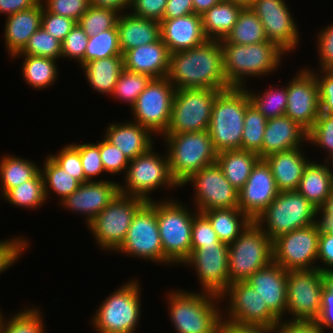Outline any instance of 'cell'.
<instances>
[{
	"instance_id": "cell-1",
	"label": "cell",
	"mask_w": 333,
	"mask_h": 333,
	"mask_svg": "<svg viewBox=\"0 0 333 333\" xmlns=\"http://www.w3.org/2000/svg\"><path fill=\"white\" fill-rule=\"evenodd\" d=\"M167 78L176 90L199 88L223 91L232 88L226 80L220 41L215 40L171 53Z\"/></svg>"
},
{
	"instance_id": "cell-2",
	"label": "cell",
	"mask_w": 333,
	"mask_h": 333,
	"mask_svg": "<svg viewBox=\"0 0 333 333\" xmlns=\"http://www.w3.org/2000/svg\"><path fill=\"white\" fill-rule=\"evenodd\" d=\"M167 295L168 313L177 333H221L220 297L183 290H173Z\"/></svg>"
},
{
	"instance_id": "cell-3",
	"label": "cell",
	"mask_w": 333,
	"mask_h": 333,
	"mask_svg": "<svg viewBox=\"0 0 333 333\" xmlns=\"http://www.w3.org/2000/svg\"><path fill=\"white\" fill-rule=\"evenodd\" d=\"M220 44L226 80L231 87L237 88H246V77L267 76L266 74L275 72L286 53L269 40L249 45L226 43L221 40Z\"/></svg>"
},
{
	"instance_id": "cell-4",
	"label": "cell",
	"mask_w": 333,
	"mask_h": 333,
	"mask_svg": "<svg viewBox=\"0 0 333 333\" xmlns=\"http://www.w3.org/2000/svg\"><path fill=\"white\" fill-rule=\"evenodd\" d=\"M251 103L245 88L232 87L215 98L208 133L215 150L241 149L244 117Z\"/></svg>"
},
{
	"instance_id": "cell-5",
	"label": "cell",
	"mask_w": 333,
	"mask_h": 333,
	"mask_svg": "<svg viewBox=\"0 0 333 333\" xmlns=\"http://www.w3.org/2000/svg\"><path fill=\"white\" fill-rule=\"evenodd\" d=\"M172 178L181 187L202 168L217 162L208 130L177 134H163Z\"/></svg>"
},
{
	"instance_id": "cell-6",
	"label": "cell",
	"mask_w": 333,
	"mask_h": 333,
	"mask_svg": "<svg viewBox=\"0 0 333 333\" xmlns=\"http://www.w3.org/2000/svg\"><path fill=\"white\" fill-rule=\"evenodd\" d=\"M189 210L180 201L171 198L156 201V219L165 265H181L191 254L192 223L197 211L192 213Z\"/></svg>"
},
{
	"instance_id": "cell-7",
	"label": "cell",
	"mask_w": 333,
	"mask_h": 333,
	"mask_svg": "<svg viewBox=\"0 0 333 333\" xmlns=\"http://www.w3.org/2000/svg\"><path fill=\"white\" fill-rule=\"evenodd\" d=\"M317 211L318 208L298 191H282L254 222L273 241L283 234L317 223Z\"/></svg>"
},
{
	"instance_id": "cell-8",
	"label": "cell",
	"mask_w": 333,
	"mask_h": 333,
	"mask_svg": "<svg viewBox=\"0 0 333 333\" xmlns=\"http://www.w3.org/2000/svg\"><path fill=\"white\" fill-rule=\"evenodd\" d=\"M139 280H128L100 304L92 317L99 333H135L141 315Z\"/></svg>"
},
{
	"instance_id": "cell-9",
	"label": "cell",
	"mask_w": 333,
	"mask_h": 333,
	"mask_svg": "<svg viewBox=\"0 0 333 333\" xmlns=\"http://www.w3.org/2000/svg\"><path fill=\"white\" fill-rule=\"evenodd\" d=\"M228 250L230 284L247 280L273 262V241L254 221L228 245Z\"/></svg>"
},
{
	"instance_id": "cell-10",
	"label": "cell",
	"mask_w": 333,
	"mask_h": 333,
	"mask_svg": "<svg viewBox=\"0 0 333 333\" xmlns=\"http://www.w3.org/2000/svg\"><path fill=\"white\" fill-rule=\"evenodd\" d=\"M153 146L145 153L129 161L124 184H119L120 193L152 201L150 194L166 186L172 189L179 187L170 174L168 157L155 153ZM157 188V189H156Z\"/></svg>"
},
{
	"instance_id": "cell-11",
	"label": "cell",
	"mask_w": 333,
	"mask_h": 333,
	"mask_svg": "<svg viewBox=\"0 0 333 333\" xmlns=\"http://www.w3.org/2000/svg\"><path fill=\"white\" fill-rule=\"evenodd\" d=\"M145 203L142 198L119 193L88 225L96 244L115 252L124 242L134 215Z\"/></svg>"
},
{
	"instance_id": "cell-12",
	"label": "cell",
	"mask_w": 333,
	"mask_h": 333,
	"mask_svg": "<svg viewBox=\"0 0 333 333\" xmlns=\"http://www.w3.org/2000/svg\"><path fill=\"white\" fill-rule=\"evenodd\" d=\"M221 91L213 89H177L173 98L171 118L164 134L208 130L212 106Z\"/></svg>"
},
{
	"instance_id": "cell-13",
	"label": "cell",
	"mask_w": 333,
	"mask_h": 333,
	"mask_svg": "<svg viewBox=\"0 0 333 333\" xmlns=\"http://www.w3.org/2000/svg\"><path fill=\"white\" fill-rule=\"evenodd\" d=\"M324 288L323 272L318 268L287 271L286 313L292 315L290 320L316 321Z\"/></svg>"
},
{
	"instance_id": "cell-14",
	"label": "cell",
	"mask_w": 333,
	"mask_h": 333,
	"mask_svg": "<svg viewBox=\"0 0 333 333\" xmlns=\"http://www.w3.org/2000/svg\"><path fill=\"white\" fill-rule=\"evenodd\" d=\"M176 89L167 77L152 79L137 97L131 112L134 122L161 136L166 132Z\"/></svg>"
},
{
	"instance_id": "cell-15",
	"label": "cell",
	"mask_w": 333,
	"mask_h": 333,
	"mask_svg": "<svg viewBox=\"0 0 333 333\" xmlns=\"http://www.w3.org/2000/svg\"><path fill=\"white\" fill-rule=\"evenodd\" d=\"M163 263V249L156 219V201L146 202L134 215L124 242L115 251Z\"/></svg>"
},
{
	"instance_id": "cell-16",
	"label": "cell",
	"mask_w": 333,
	"mask_h": 333,
	"mask_svg": "<svg viewBox=\"0 0 333 333\" xmlns=\"http://www.w3.org/2000/svg\"><path fill=\"white\" fill-rule=\"evenodd\" d=\"M320 229L317 223L293 230L273 240V261L284 270L318 268Z\"/></svg>"
},
{
	"instance_id": "cell-17",
	"label": "cell",
	"mask_w": 333,
	"mask_h": 333,
	"mask_svg": "<svg viewBox=\"0 0 333 333\" xmlns=\"http://www.w3.org/2000/svg\"><path fill=\"white\" fill-rule=\"evenodd\" d=\"M224 298H228L229 303L227 306L228 311H223L224 313L222 314V319L225 321L241 325H260L267 327H273L281 321L268 308L267 304L261 299L253 287L245 281L229 284L226 291L220 297L221 300Z\"/></svg>"
},
{
	"instance_id": "cell-18",
	"label": "cell",
	"mask_w": 333,
	"mask_h": 333,
	"mask_svg": "<svg viewBox=\"0 0 333 333\" xmlns=\"http://www.w3.org/2000/svg\"><path fill=\"white\" fill-rule=\"evenodd\" d=\"M189 183L196 190L193 196L197 212L238 208V190L226 179L217 162L193 174L181 187Z\"/></svg>"
},
{
	"instance_id": "cell-19",
	"label": "cell",
	"mask_w": 333,
	"mask_h": 333,
	"mask_svg": "<svg viewBox=\"0 0 333 333\" xmlns=\"http://www.w3.org/2000/svg\"><path fill=\"white\" fill-rule=\"evenodd\" d=\"M228 258V245L201 246L191 249L190 256L182 265H189L197 271L203 292L221 297L230 284Z\"/></svg>"
},
{
	"instance_id": "cell-20",
	"label": "cell",
	"mask_w": 333,
	"mask_h": 333,
	"mask_svg": "<svg viewBox=\"0 0 333 333\" xmlns=\"http://www.w3.org/2000/svg\"><path fill=\"white\" fill-rule=\"evenodd\" d=\"M287 6L284 0H255L250 8L259 17L267 39L289 53L298 46L300 36Z\"/></svg>"
},
{
	"instance_id": "cell-21",
	"label": "cell",
	"mask_w": 333,
	"mask_h": 333,
	"mask_svg": "<svg viewBox=\"0 0 333 333\" xmlns=\"http://www.w3.org/2000/svg\"><path fill=\"white\" fill-rule=\"evenodd\" d=\"M295 76L287 84L285 115L308 132L320 114L318 83L309 68Z\"/></svg>"
},
{
	"instance_id": "cell-22",
	"label": "cell",
	"mask_w": 333,
	"mask_h": 333,
	"mask_svg": "<svg viewBox=\"0 0 333 333\" xmlns=\"http://www.w3.org/2000/svg\"><path fill=\"white\" fill-rule=\"evenodd\" d=\"M278 193L270 165L265 159H259L245 185L238 191V207L254 221Z\"/></svg>"
},
{
	"instance_id": "cell-23",
	"label": "cell",
	"mask_w": 333,
	"mask_h": 333,
	"mask_svg": "<svg viewBox=\"0 0 333 333\" xmlns=\"http://www.w3.org/2000/svg\"><path fill=\"white\" fill-rule=\"evenodd\" d=\"M119 184L114 180L102 179L81 183L78 189L60 204L71 212L84 214L88 226L118 196L120 193Z\"/></svg>"
},
{
	"instance_id": "cell-24",
	"label": "cell",
	"mask_w": 333,
	"mask_h": 333,
	"mask_svg": "<svg viewBox=\"0 0 333 333\" xmlns=\"http://www.w3.org/2000/svg\"><path fill=\"white\" fill-rule=\"evenodd\" d=\"M268 308L283 320L287 307V270L274 261L245 280Z\"/></svg>"
},
{
	"instance_id": "cell-25",
	"label": "cell",
	"mask_w": 333,
	"mask_h": 333,
	"mask_svg": "<svg viewBox=\"0 0 333 333\" xmlns=\"http://www.w3.org/2000/svg\"><path fill=\"white\" fill-rule=\"evenodd\" d=\"M171 53L160 38L157 42L133 48L123 53L124 69L150 76L165 78L170 67Z\"/></svg>"
},
{
	"instance_id": "cell-26",
	"label": "cell",
	"mask_w": 333,
	"mask_h": 333,
	"mask_svg": "<svg viewBox=\"0 0 333 333\" xmlns=\"http://www.w3.org/2000/svg\"><path fill=\"white\" fill-rule=\"evenodd\" d=\"M160 34L170 53L198 47L208 40L203 31L202 18L195 13L163 19Z\"/></svg>"
},
{
	"instance_id": "cell-27",
	"label": "cell",
	"mask_w": 333,
	"mask_h": 333,
	"mask_svg": "<svg viewBox=\"0 0 333 333\" xmlns=\"http://www.w3.org/2000/svg\"><path fill=\"white\" fill-rule=\"evenodd\" d=\"M308 132L286 115L268 119L264 131L262 148L257 153L260 159L268 155L300 148L307 143Z\"/></svg>"
},
{
	"instance_id": "cell-28",
	"label": "cell",
	"mask_w": 333,
	"mask_h": 333,
	"mask_svg": "<svg viewBox=\"0 0 333 333\" xmlns=\"http://www.w3.org/2000/svg\"><path fill=\"white\" fill-rule=\"evenodd\" d=\"M152 135L153 133L148 128L130 121L124 122V124L114 122L108 125L104 138L119 148L129 160H132L153 146Z\"/></svg>"
},
{
	"instance_id": "cell-29",
	"label": "cell",
	"mask_w": 333,
	"mask_h": 333,
	"mask_svg": "<svg viewBox=\"0 0 333 333\" xmlns=\"http://www.w3.org/2000/svg\"><path fill=\"white\" fill-rule=\"evenodd\" d=\"M302 152L300 147L264 158L270 165L279 192L297 191L304 169L310 162Z\"/></svg>"
},
{
	"instance_id": "cell-30",
	"label": "cell",
	"mask_w": 333,
	"mask_h": 333,
	"mask_svg": "<svg viewBox=\"0 0 333 333\" xmlns=\"http://www.w3.org/2000/svg\"><path fill=\"white\" fill-rule=\"evenodd\" d=\"M42 14L40 1L34 7L6 17L4 40L11 58L24 49L29 38L41 27Z\"/></svg>"
},
{
	"instance_id": "cell-31",
	"label": "cell",
	"mask_w": 333,
	"mask_h": 333,
	"mask_svg": "<svg viewBox=\"0 0 333 333\" xmlns=\"http://www.w3.org/2000/svg\"><path fill=\"white\" fill-rule=\"evenodd\" d=\"M127 13L128 11L120 14L117 22L122 54L133 48L157 42L161 38L160 22Z\"/></svg>"
},
{
	"instance_id": "cell-32",
	"label": "cell",
	"mask_w": 333,
	"mask_h": 333,
	"mask_svg": "<svg viewBox=\"0 0 333 333\" xmlns=\"http://www.w3.org/2000/svg\"><path fill=\"white\" fill-rule=\"evenodd\" d=\"M326 163V164H325ZM330 162H310L305 167L297 191L320 209L333 189V174Z\"/></svg>"
},
{
	"instance_id": "cell-33",
	"label": "cell",
	"mask_w": 333,
	"mask_h": 333,
	"mask_svg": "<svg viewBox=\"0 0 333 333\" xmlns=\"http://www.w3.org/2000/svg\"><path fill=\"white\" fill-rule=\"evenodd\" d=\"M244 7L233 0H221L201 15L202 27L208 40L221 41L230 33Z\"/></svg>"
},
{
	"instance_id": "cell-34",
	"label": "cell",
	"mask_w": 333,
	"mask_h": 333,
	"mask_svg": "<svg viewBox=\"0 0 333 333\" xmlns=\"http://www.w3.org/2000/svg\"><path fill=\"white\" fill-rule=\"evenodd\" d=\"M86 79L94 90L113 94L115 84L124 70L123 55L91 60L82 66Z\"/></svg>"
},
{
	"instance_id": "cell-35",
	"label": "cell",
	"mask_w": 333,
	"mask_h": 333,
	"mask_svg": "<svg viewBox=\"0 0 333 333\" xmlns=\"http://www.w3.org/2000/svg\"><path fill=\"white\" fill-rule=\"evenodd\" d=\"M259 159L257 153L243 149L225 150L217 154V164L226 179L238 191L245 185Z\"/></svg>"
},
{
	"instance_id": "cell-36",
	"label": "cell",
	"mask_w": 333,
	"mask_h": 333,
	"mask_svg": "<svg viewBox=\"0 0 333 333\" xmlns=\"http://www.w3.org/2000/svg\"><path fill=\"white\" fill-rule=\"evenodd\" d=\"M202 213L209 219L218 239L228 245L234 242L252 222L239 207L211 209Z\"/></svg>"
},
{
	"instance_id": "cell-37",
	"label": "cell",
	"mask_w": 333,
	"mask_h": 333,
	"mask_svg": "<svg viewBox=\"0 0 333 333\" xmlns=\"http://www.w3.org/2000/svg\"><path fill=\"white\" fill-rule=\"evenodd\" d=\"M0 159V189H2L0 191L2 196L9 189L33 179L41 171L37 163L19 156L5 154Z\"/></svg>"
},
{
	"instance_id": "cell-38",
	"label": "cell",
	"mask_w": 333,
	"mask_h": 333,
	"mask_svg": "<svg viewBox=\"0 0 333 333\" xmlns=\"http://www.w3.org/2000/svg\"><path fill=\"white\" fill-rule=\"evenodd\" d=\"M267 40L259 17L250 7H245L241 10L237 22L224 39L226 43L239 45L256 44Z\"/></svg>"
},
{
	"instance_id": "cell-39",
	"label": "cell",
	"mask_w": 333,
	"mask_h": 333,
	"mask_svg": "<svg viewBox=\"0 0 333 333\" xmlns=\"http://www.w3.org/2000/svg\"><path fill=\"white\" fill-rule=\"evenodd\" d=\"M22 74L25 82L34 89H45L53 85L58 80V67L56 60L47 57H37L31 55L22 56Z\"/></svg>"
},
{
	"instance_id": "cell-40",
	"label": "cell",
	"mask_w": 333,
	"mask_h": 333,
	"mask_svg": "<svg viewBox=\"0 0 333 333\" xmlns=\"http://www.w3.org/2000/svg\"><path fill=\"white\" fill-rule=\"evenodd\" d=\"M41 173L44 180V192L47 196L51 194L49 191H54L62 202L66 197L70 196L81 184L72 175L65 172L59 167L49 156L45 158L42 165Z\"/></svg>"
},
{
	"instance_id": "cell-41",
	"label": "cell",
	"mask_w": 333,
	"mask_h": 333,
	"mask_svg": "<svg viewBox=\"0 0 333 333\" xmlns=\"http://www.w3.org/2000/svg\"><path fill=\"white\" fill-rule=\"evenodd\" d=\"M2 197L14 206L38 209L46 201L41 171L33 179L9 189Z\"/></svg>"
},
{
	"instance_id": "cell-42",
	"label": "cell",
	"mask_w": 333,
	"mask_h": 333,
	"mask_svg": "<svg viewBox=\"0 0 333 333\" xmlns=\"http://www.w3.org/2000/svg\"><path fill=\"white\" fill-rule=\"evenodd\" d=\"M275 87L274 89L273 86H270V89H266V91L261 94L246 88L251 103L267 119L285 115L287 106V85L283 88Z\"/></svg>"
},
{
	"instance_id": "cell-43",
	"label": "cell",
	"mask_w": 333,
	"mask_h": 333,
	"mask_svg": "<svg viewBox=\"0 0 333 333\" xmlns=\"http://www.w3.org/2000/svg\"><path fill=\"white\" fill-rule=\"evenodd\" d=\"M267 120L252 103L247 106L243 124L241 149L255 153L261 150Z\"/></svg>"
},
{
	"instance_id": "cell-44",
	"label": "cell",
	"mask_w": 333,
	"mask_h": 333,
	"mask_svg": "<svg viewBox=\"0 0 333 333\" xmlns=\"http://www.w3.org/2000/svg\"><path fill=\"white\" fill-rule=\"evenodd\" d=\"M123 55L119 44L117 26L103 31L95 36H90L84 55V64L102 58Z\"/></svg>"
},
{
	"instance_id": "cell-45",
	"label": "cell",
	"mask_w": 333,
	"mask_h": 333,
	"mask_svg": "<svg viewBox=\"0 0 333 333\" xmlns=\"http://www.w3.org/2000/svg\"><path fill=\"white\" fill-rule=\"evenodd\" d=\"M24 309L10 316L8 321L3 317L0 333H45L41 310L34 307Z\"/></svg>"
},
{
	"instance_id": "cell-46",
	"label": "cell",
	"mask_w": 333,
	"mask_h": 333,
	"mask_svg": "<svg viewBox=\"0 0 333 333\" xmlns=\"http://www.w3.org/2000/svg\"><path fill=\"white\" fill-rule=\"evenodd\" d=\"M119 15L113 9L90 6L77 23L90 37L117 26Z\"/></svg>"
},
{
	"instance_id": "cell-47",
	"label": "cell",
	"mask_w": 333,
	"mask_h": 333,
	"mask_svg": "<svg viewBox=\"0 0 333 333\" xmlns=\"http://www.w3.org/2000/svg\"><path fill=\"white\" fill-rule=\"evenodd\" d=\"M152 78L145 74H139L124 69L118 78L112 97L123 102H128L132 108L137 97L144 91Z\"/></svg>"
},
{
	"instance_id": "cell-48",
	"label": "cell",
	"mask_w": 333,
	"mask_h": 333,
	"mask_svg": "<svg viewBox=\"0 0 333 333\" xmlns=\"http://www.w3.org/2000/svg\"><path fill=\"white\" fill-rule=\"evenodd\" d=\"M22 55H31L37 57H47L58 60L61 58V41L50 35L42 27H40L29 38L24 49L14 55L12 58H19Z\"/></svg>"
},
{
	"instance_id": "cell-49",
	"label": "cell",
	"mask_w": 333,
	"mask_h": 333,
	"mask_svg": "<svg viewBox=\"0 0 333 333\" xmlns=\"http://www.w3.org/2000/svg\"><path fill=\"white\" fill-rule=\"evenodd\" d=\"M307 142L317 147L320 146L325 151L328 150L329 157L326 156V161L329 162L333 158V115L319 114L314 125L308 131Z\"/></svg>"
},
{
	"instance_id": "cell-50",
	"label": "cell",
	"mask_w": 333,
	"mask_h": 333,
	"mask_svg": "<svg viewBox=\"0 0 333 333\" xmlns=\"http://www.w3.org/2000/svg\"><path fill=\"white\" fill-rule=\"evenodd\" d=\"M72 145L79 151L80 158L82 161V168L86 177V182L98 181L93 178L105 172L102 160L100 158V141H98L96 144L73 143Z\"/></svg>"
},
{
	"instance_id": "cell-51",
	"label": "cell",
	"mask_w": 333,
	"mask_h": 333,
	"mask_svg": "<svg viewBox=\"0 0 333 333\" xmlns=\"http://www.w3.org/2000/svg\"><path fill=\"white\" fill-rule=\"evenodd\" d=\"M89 36L78 23L66 35L61 42V57L76 59L80 66L84 65V55L88 44Z\"/></svg>"
},
{
	"instance_id": "cell-52",
	"label": "cell",
	"mask_w": 333,
	"mask_h": 333,
	"mask_svg": "<svg viewBox=\"0 0 333 333\" xmlns=\"http://www.w3.org/2000/svg\"><path fill=\"white\" fill-rule=\"evenodd\" d=\"M228 245L221 242L214 231L209 219L201 212L194 215L191 233V249L201 246Z\"/></svg>"
},
{
	"instance_id": "cell-53",
	"label": "cell",
	"mask_w": 333,
	"mask_h": 333,
	"mask_svg": "<svg viewBox=\"0 0 333 333\" xmlns=\"http://www.w3.org/2000/svg\"><path fill=\"white\" fill-rule=\"evenodd\" d=\"M60 150L58 154H51L49 157L80 183H85L86 177L82 168L79 151L72 144H68Z\"/></svg>"
},
{
	"instance_id": "cell-54",
	"label": "cell",
	"mask_w": 333,
	"mask_h": 333,
	"mask_svg": "<svg viewBox=\"0 0 333 333\" xmlns=\"http://www.w3.org/2000/svg\"><path fill=\"white\" fill-rule=\"evenodd\" d=\"M45 10L78 22L89 9L90 0H40ZM45 2V3H44Z\"/></svg>"
},
{
	"instance_id": "cell-55",
	"label": "cell",
	"mask_w": 333,
	"mask_h": 333,
	"mask_svg": "<svg viewBox=\"0 0 333 333\" xmlns=\"http://www.w3.org/2000/svg\"><path fill=\"white\" fill-rule=\"evenodd\" d=\"M100 158L105 172L110 174L126 173L129 159L122 153V151L113 146L105 138L100 142Z\"/></svg>"
},
{
	"instance_id": "cell-56",
	"label": "cell",
	"mask_w": 333,
	"mask_h": 333,
	"mask_svg": "<svg viewBox=\"0 0 333 333\" xmlns=\"http://www.w3.org/2000/svg\"><path fill=\"white\" fill-rule=\"evenodd\" d=\"M76 23L71 18L53 14L43 8L41 27L61 42Z\"/></svg>"
},
{
	"instance_id": "cell-57",
	"label": "cell",
	"mask_w": 333,
	"mask_h": 333,
	"mask_svg": "<svg viewBox=\"0 0 333 333\" xmlns=\"http://www.w3.org/2000/svg\"><path fill=\"white\" fill-rule=\"evenodd\" d=\"M26 240L24 237H16L0 241V275L15 264L23 251L27 250L30 244Z\"/></svg>"
},
{
	"instance_id": "cell-58",
	"label": "cell",
	"mask_w": 333,
	"mask_h": 333,
	"mask_svg": "<svg viewBox=\"0 0 333 333\" xmlns=\"http://www.w3.org/2000/svg\"><path fill=\"white\" fill-rule=\"evenodd\" d=\"M309 70L318 83L320 113L333 115V72L329 69H321L317 74L314 69ZM320 73H323L322 76L319 75Z\"/></svg>"
},
{
	"instance_id": "cell-59",
	"label": "cell",
	"mask_w": 333,
	"mask_h": 333,
	"mask_svg": "<svg viewBox=\"0 0 333 333\" xmlns=\"http://www.w3.org/2000/svg\"><path fill=\"white\" fill-rule=\"evenodd\" d=\"M167 0H131L132 14L161 22Z\"/></svg>"
},
{
	"instance_id": "cell-60",
	"label": "cell",
	"mask_w": 333,
	"mask_h": 333,
	"mask_svg": "<svg viewBox=\"0 0 333 333\" xmlns=\"http://www.w3.org/2000/svg\"><path fill=\"white\" fill-rule=\"evenodd\" d=\"M317 38L320 69H328L333 64V23L320 30Z\"/></svg>"
},
{
	"instance_id": "cell-61",
	"label": "cell",
	"mask_w": 333,
	"mask_h": 333,
	"mask_svg": "<svg viewBox=\"0 0 333 333\" xmlns=\"http://www.w3.org/2000/svg\"><path fill=\"white\" fill-rule=\"evenodd\" d=\"M316 321L281 320L273 326V333H324Z\"/></svg>"
},
{
	"instance_id": "cell-62",
	"label": "cell",
	"mask_w": 333,
	"mask_h": 333,
	"mask_svg": "<svg viewBox=\"0 0 333 333\" xmlns=\"http://www.w3.org/2000/svg\"><path fill=\"white\" fill-rule=\"evenodd\" d=\"M317 260L324 262L318 266L322 272L333 270V234L320 231Z\"/></svg>"
},
{
	"instance_id": "cell-63",
	"label": "cell",
	"mask_w": 333,
	"mask_h": 333,
	"mask_svg": "<svg viewBox=\"0 0 333 333\" xmlns=\"http://www.w3.org/2000/svg\"><path fill=\"white\" fill-rule=\"evenodd\" d=\"M194 13L193 0H167L163 19H173Z\"/></svg>"
},
{
	"instance_id": "cell-64",
	"label": "cell",
	"mask_w": 333,
	"mask_h": 333,
	"mask_svg": "<svg viewBox=\"0 0 333 333\" xmlns=\"http://www.w3.org/2000/svg\"><path fill=\"white\" fill-rule=\"evenodd\" d=\"M221 333H273V327L241 325L222 320Z\"/></svg>"
},
{
	"instance_id": "cell-65",
	"label": "cell",
	"mask_w": 333,
	"mask_h": 333,
	"mask_svg": "<svg viewBox=\"0 0 333 333\" xmlns=\"http://www.w3.org/2000/svg\"><path fill=\"white\" fill-rule=\"evenodd\" d=\"M40 0H0V13L6 16L36 6Z\"/></svg>"
},
{
	"instance_id": "cell-66",
	"label": "cell",
	"mask_w": 333,
	"mask_h": 333,
	"mask_svg": "<svg viewBox=\"0 0 333 333\" xmlns=\"http://www.w3.org/2000/svg\"><path fill=\"white\" fill-rule=\"evenodd\" d=\"M316 322L323 330L333 329V300H321L320 315Z\"/></svg>"
},
{
	"instance_id": "cell-67",
	"label": "cell",
	"mask_w": 333,
	"mask_h": 333,
	"mask_svg": "<svg viewBox=\"0 0 333 333\" xmlns=\"http://www.w3.org/2000/svg\"><path fill=\"white\" fill-rule=\"evenodd\" d=\"M90 5L100 8L113 9L122 14L126 9H130L131 0H90Z\"/></svg>"
},
{
	"instance_id": "cell-68",
	"label": "cell",
	"mask_w": 333,
	"mask_h": 333,
	"mask_svg": "<svg viewBox=\"0 0 333 333\" xmlns=\"http://www.w3.org/2000/svg\"><path fill=\"white\" fill-rule=\"evenodd\" d=\"M325 288L321 300H333V270L323 272Z\"/></svg>"
},
{
	"instance_id": "cell-69",
	"label": "cell",
	"mask_w": 333,
	"mask_h": 333,
	"mask_svg": "<svg viewBox=\"0 0 333 333\" xmlns=\"http://www.w3.org/2000/svg\"><path fill=\"white\" fill-rule=\"evenodd\" d=\"M317 215L318 217L320 215V217L317 218V224L320 231L333 234V216H330L329 214H323L319 209L317 211Z\"/></svg>"
},
{
	"instance_id": "cell-70",
	"label": "cell",
	"mask_w": 333,
	"mask_h": 333,
	"mask_svg": "<svg viewBox=\"0 0 333 333\" xmlns=\"http://www.w3.org/2000/svg\"><path fill=\"white\" fill-rule=\"evenodd\" d=\"M220 1L221 0H193L194 13L201 16Z\"/></svg>"
},
{
	"instance_id": "cell-71",
	"label": "cell",
	"mask_w": 333,
	"mask_h": 333,
	"mask_svg": "<svg viewBox=\"0 0 333 333\" xmlns=\"http://www.w3.org/2000/svg\"><path fill=\"white\" fill-rule=\"evenodd\" d=\"M323 214L333 216V189L325 204L319 209Z\"/></svg>"
},
{
	"instance_id": "cell-72",
	"label": "cell",
	"mask_w": 333,
	"mask_h": 333,
	"mask_svg": "<svg viewBox=\"0 0 333 333\" xmlns=\"http://www.w3.org/2000/svg\"><path fill=\"white\" fill-rule=\"evenodd\" d=\"M236 4L242 5L244 8L245 7H250L255 0H233Z\"/></svg>"
},
{
	"instance_id": "cell-73",
	"label": "cell",
	"mask_w": 333,
	"mask_h": 333,
	"mask_svg": "<svg viewBox=\"0 0 333 333\" xmlns=\"http://www.w3.org/2000/svg\"><path fill=\"white\" fill-rule=\"evenodd\" d=\"M3 317H4V315H3V313H2L1 310H0V325H1V322H2Z\"/></svg>"
},
{
	"instance_id": "cell-74",
	"label": "cell",
	"mask_w": 333,
	"mask_h": 333,
	"mask_svg": "<svg viewBox=\"0 0 333 333\" xmlns=\"http://www.w3.org/2000/svg\"><path fill=\"white\" fill-rule=\"evenodd\" d=\"M328 69L333 72V64Z\"/></svg>"
},
{
	"instance_id": "cell-75",
	"label": "cell",
	"mask_w": 333,
	"mask_h": 333,
	"mask_svg": "<svg viewBox=\"0 0 333 333\" xmlns=\"http://www.w3.org/2000/svg\"><path fill=\"white\" fill-rule=\"evenodd\" d=\"M329 161H331V163H330V165H332L333 166V158L331 159V160H329ZM332 174H333V170H332Z\"/></svg>"
}]
</instances>
